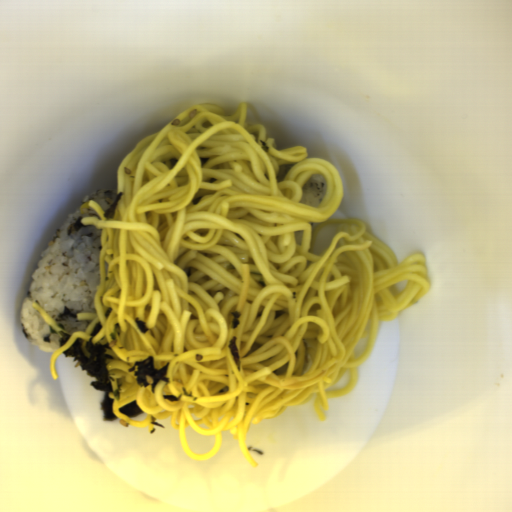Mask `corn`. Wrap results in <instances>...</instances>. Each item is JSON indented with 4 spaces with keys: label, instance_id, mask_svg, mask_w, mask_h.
<instances>
[{
    "label": "corn",
    "instance_id": "51d56268",
    "mask_svg": "<svg viewBox=\"0 0 512 512\" xmlns=\"http://www.w3.org/2000/svg\"><path fill=\"white\" fill-rule=\"evenodd\" d=\"M90 201H91V200H90ZM90 201H87V202H84V203L80 204V205L78 206L77 210H79L80 212H82V213H84V214H85L86 212H88V211H89V209H90V207H89V203H90Z\"/></svg>",
    "mask_w": 512,
    "mask_h": 512
}]
</instances>
